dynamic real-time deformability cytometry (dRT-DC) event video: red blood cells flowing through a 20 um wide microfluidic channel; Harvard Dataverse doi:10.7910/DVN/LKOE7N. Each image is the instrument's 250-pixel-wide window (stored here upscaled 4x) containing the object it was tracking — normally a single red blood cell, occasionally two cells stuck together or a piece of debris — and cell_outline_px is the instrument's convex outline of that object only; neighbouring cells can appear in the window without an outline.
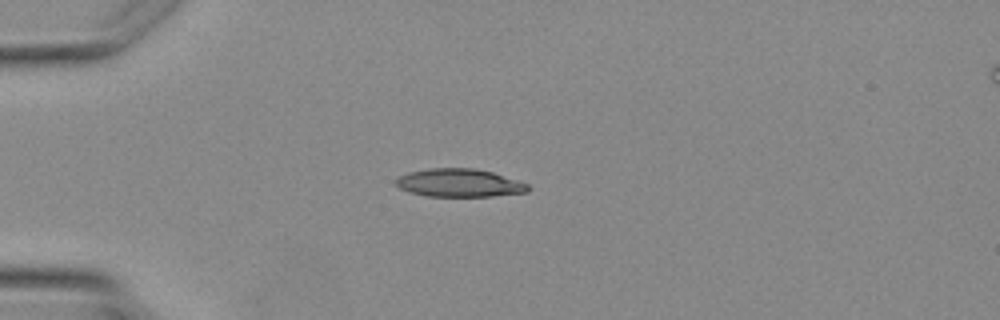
{"species": "Egyptian fruit bat (a non-hibernating species)", "species_latin": "Rousettus aegyptiacus", "temperature_condition": "warm", "stored_images_in_passage": 3, "camera_frame_rate_fps": 3000, "um_per_image_px": 0.085, "animal": {"sex": "female"}, "frame": {"image": 1, "passage_image": 2, "time_ms": 1.333, "image_size_px": [1000, 320], "cell_outline_px": [[528, 192], [492, 196], [424, 196], [408, 192], [400, 188], [396, 184], [396, 180], [400, 176], [408, 172], [428, 168], [472, 168], [492, 172], [528, 184]], "centroid_in_image_um": [39.01, 15.55], "position_along_channel_um": 46.0, "area_um2": 21.5}}